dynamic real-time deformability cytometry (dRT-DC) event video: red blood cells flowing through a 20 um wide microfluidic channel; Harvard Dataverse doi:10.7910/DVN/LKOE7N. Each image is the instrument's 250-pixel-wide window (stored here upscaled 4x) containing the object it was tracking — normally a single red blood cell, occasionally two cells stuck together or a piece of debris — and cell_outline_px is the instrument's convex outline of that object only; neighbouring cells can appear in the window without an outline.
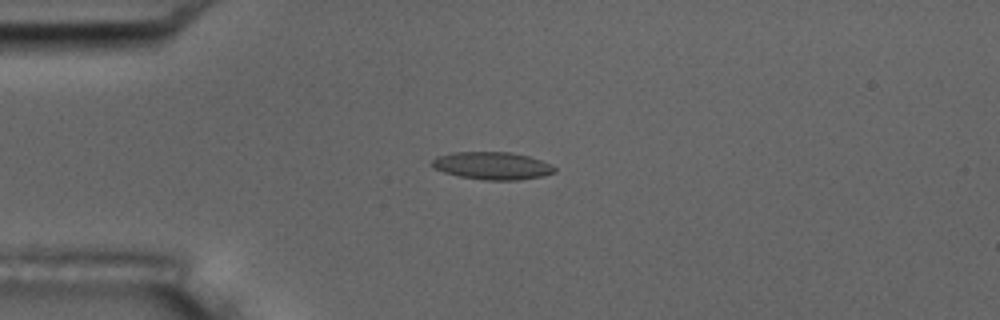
{"species": "common noctule bat (a hibernating species)", "species_latin": "Nyctalus noctula", "temperature_condition": "room temperature", "stored_images_in_passage": 4, "camera_frame_rate_fps": 3000, "um_per_image_px": 0.085, "animal": {"sex": "male", "body_mass_g": 17.5, "forearm_length_mm": 52.3}, "frame": {"image": 1, "passage_image": 4, "time_ms": 3.667, "image_size_px": [1000, 320], "cell_outline_px": [[556, 172], [544, 176], [520, 180], [484, 180], [460, 176], [444, 172], [432, 168], [432, 160], [436, 156], [452, 152], [512, 152], [528, 156], [552, 164], [556, 168]], "centroid_in_image_um": [41.86, 14.09], "position_along_channel_um": 43.1, "area_um2": 19.88}}